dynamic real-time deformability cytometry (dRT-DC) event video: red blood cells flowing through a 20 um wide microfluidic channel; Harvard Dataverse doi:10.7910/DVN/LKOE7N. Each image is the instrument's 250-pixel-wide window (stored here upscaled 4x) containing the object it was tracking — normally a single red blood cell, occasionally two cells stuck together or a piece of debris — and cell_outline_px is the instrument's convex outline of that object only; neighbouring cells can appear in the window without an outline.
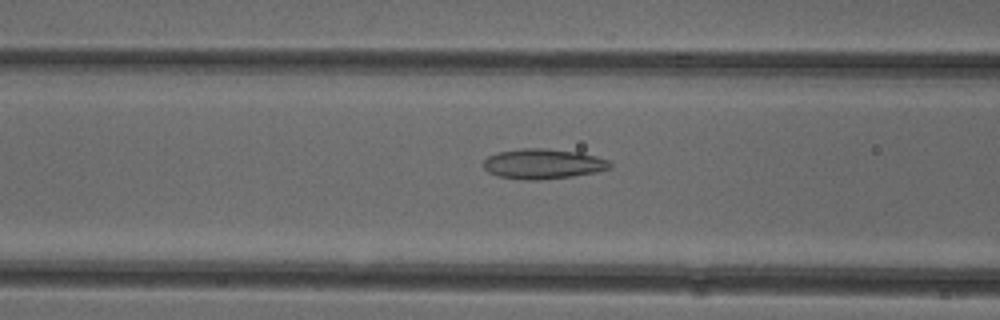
{"species": "common noctule bat (a hibernating species)", "species_latin": "Nyctalus noctula", "temperature_condition": "cold", "stored_images_in_passage": 51, "camera_frame_rate_fps": 3000, "um_per_image_px": 0.085, "animal": {"sex": "female"}, "frame": {"image": 1, "passage_image": 20, "time_ms": 6.333, "image_size_px": [1000, 320], "cell_outline_px": [[612, 168], [596, 172], [572, 176], [540, 180], [524, 180], [496, 176], [488, 172], [484, 168], [484, 160], [488, 156], [500, 152], [520, 148], [544, 148], [580, 152], [612, 160]], "centroid_in_image_um": [46.2, 13.93], "position_along_channel_um": 120.4, "area_um2": 22.43}}
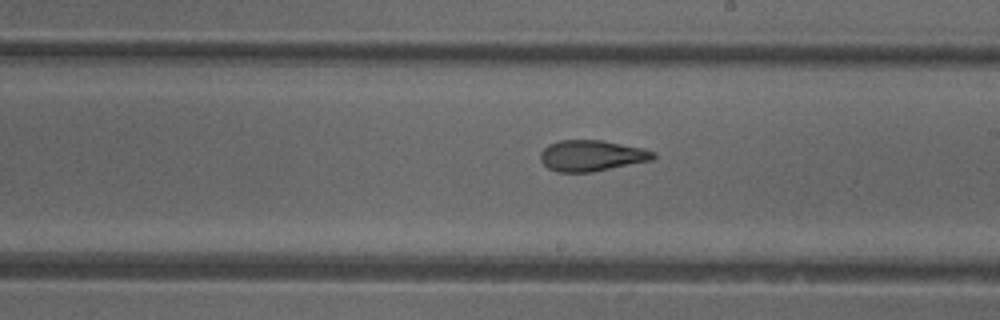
{"frame": {"image": 2, "passage_image": 29, "time_ms": 9.333, "image_size_px": [1000, 320], "cell_outline_px": [[656, 156], [652, 160], [592, 172], [556, 172], [548, 168], [540, 160], [540, 152], [548, 144], [560, 140], [600, 140], [640, 148], [656, 152]], "centroid_in_image_um": [50.25, 13.24], "position_along_channel_um": 238.8, "area_um2": 20.29}}
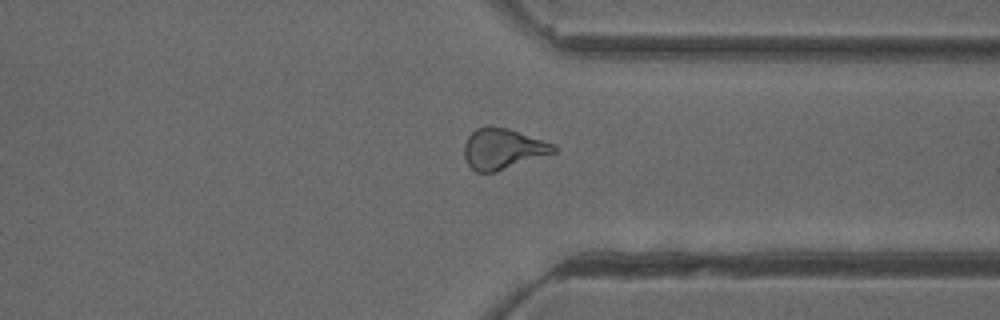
{"frame": {"image": 3, "passage_image": 39, "time_ms": 12.667, "image_size_px": [1000, 320], "cell_outline_px": [[556, 152], [496, 172], [476, 172], [468, 164], [464, 156], [464, 144], [468, 136], [476, 128], [488, 124], [492, 124], [508, 128], [556, 144]], "centroid_in_image_um": [42.73, 12.62], "position_along_channel_um": 368.7, "area_um2": 21.5}, "authors_computed_cell_mechanics": {"area_um2": 21.675, "velocity_mm_per_s": 3.939, "shape_relaxation_time_tau1_ms": 7.7569, "shape_relaxation_time_tau2_ms": 2.1645, "deformation_change_tau1": 0.1752, "deformation_change_tau2": 0.0952}}